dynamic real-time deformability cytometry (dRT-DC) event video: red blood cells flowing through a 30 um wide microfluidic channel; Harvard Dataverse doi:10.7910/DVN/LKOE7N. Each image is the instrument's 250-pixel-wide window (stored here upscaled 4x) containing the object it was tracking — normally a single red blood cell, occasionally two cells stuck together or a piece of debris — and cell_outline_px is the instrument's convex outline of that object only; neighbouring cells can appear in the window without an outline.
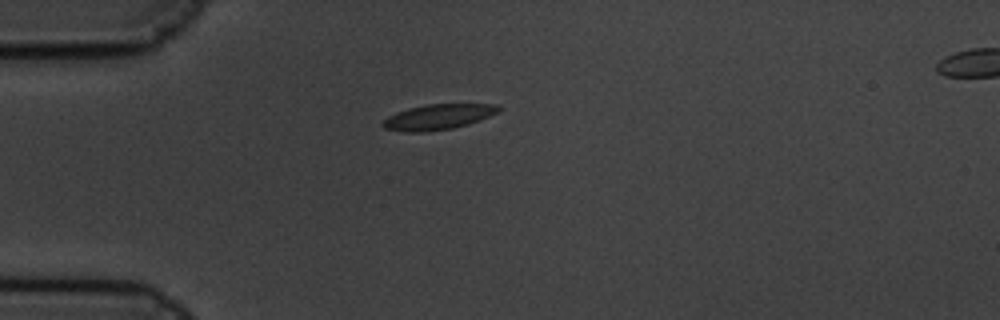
{"species": "common noctule bat (a hibernating species)", "species_latin": "Nyctalus noctula", "temperature_condition": "cold", "stored_images_in_passage": 37, "camera_frame_rate_fps": 3000, "um_per_image_px": 0.085, "animal": {"sex": "male", "body_mass_g": 19.5, "forearm_length_mm": 54.6}, "frame": {"image": 1, "passage_image": 1, "time_ms": 0.0, "image_size_px": [1000, 320], "cell_outline_px": [[500, 108], [496, 112], [488, 116], [468, 124], [452, 128], [424, 132], [408, 132], [384, 128], [380, 124], [388, 116], [396, 112], [408, 108], [428, 104], [496, 104]], "centroid_in_image_um": [37.18, 9.93], "position_along_channel_um": 47.8, "area_um2": 16.88}}
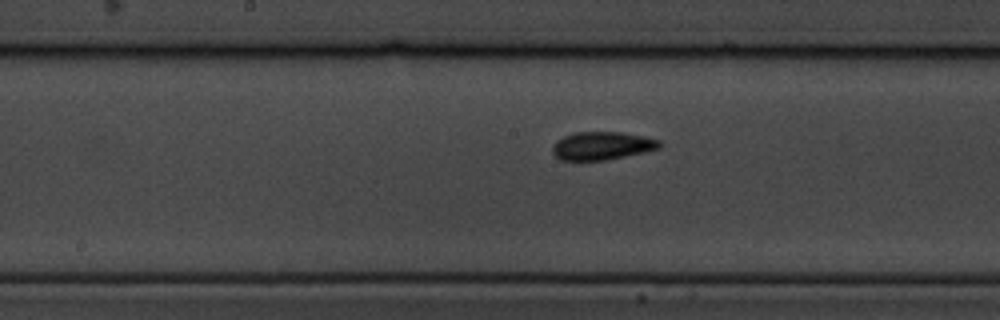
{"frame": {"image": 2, "passage_image": 16, "time_ms": 5.0, "image_size_px": [1000, 320], "cell_outline_px": [[664, 144], [660, 148], [644, 152], [604, 160], [560, 160], [552, 152], [552, 144], [556, 140], [564, 136], [576, 132], [624, 132], [644, 136], [660, 140]], "centroid_in_image_um": [51.18, 12.38], "position_along_channel_um": 197.0, "area_um2": 17.63}}
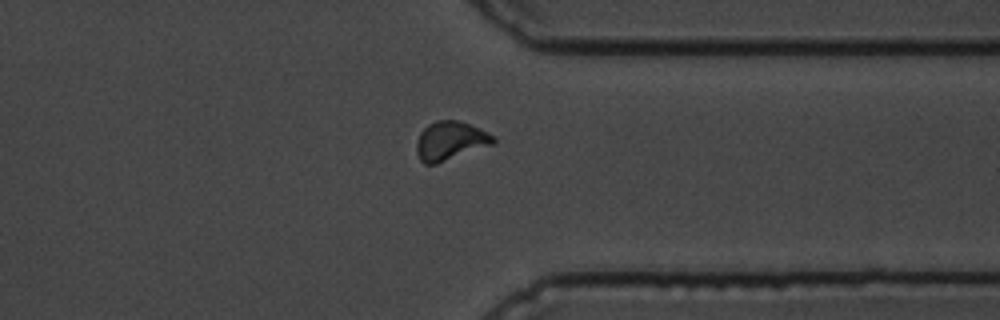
{"frame": {"image": 3, "passage_image": 32, "time_ms": 10.333, "image_size_px": [1000, 320], "cell_outline_px": [[496, 140], [492, 144], [436, 164], [424, 164], [420, 160], [416, 152], [416, 144], [420, 132], [428, 124], [436, 120], [460, 120], [480, 128], [496, 136]], "centroid_in_image_um": [38.27, 11.95], "position_along_channel_um": 373.1, "area_um2": 17.4}, "authors_computed_cell_mechanics": {"area_um2": 16.6464, "velocity_mm_per_s": 3.3238, "shape_relaxation_time_tau1_ms": 2.915, "shape_relaxation_time_tau2_ms": null, "deformation_change_tau1": 0.0903, "deformation_change_tau2": null}}